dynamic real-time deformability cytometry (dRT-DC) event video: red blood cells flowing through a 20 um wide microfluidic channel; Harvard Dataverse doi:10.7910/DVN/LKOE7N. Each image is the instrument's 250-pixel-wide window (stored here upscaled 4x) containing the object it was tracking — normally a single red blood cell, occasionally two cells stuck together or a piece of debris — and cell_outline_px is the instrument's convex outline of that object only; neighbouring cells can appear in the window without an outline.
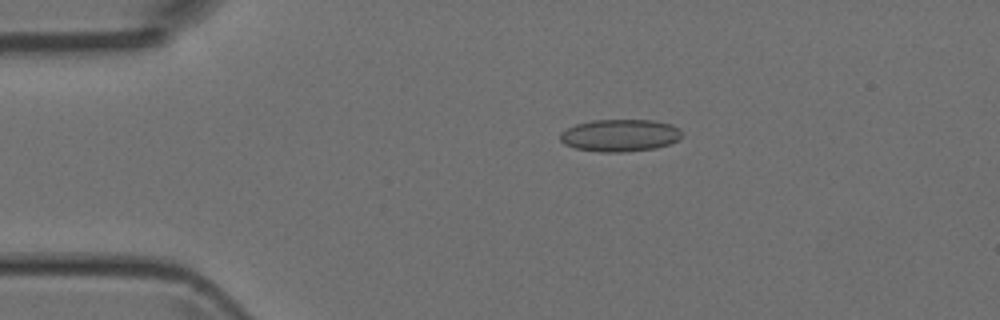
{"species": "Egyptian fruit bat (a non-hibernating species)", "species_latin": "Rousettus aegyptiacus", "temperature_condition": "room temperature", "stored_images_in_passage": 2, "camera_frame_rate_fps": 3000, "um_per_image_px": 0.085, "animal": {"sex": "female"}, "frame": {"image": 1, "passage_image": 1, "time_ms": 0.0, "image_size_px": [1000, 320], "cell_outline_px": [[684, 136], [680, 140], [656, 148], [624, 152], [600, 152], [576, 148], [564, 144], [560, 140], [560, 132], [576, 124], [592, 120], [652, 120], [672, 124], [680, 128]], "centroid_in_image_um": [52.74, 11.5], "position_along_channel_um": 32.3, "area_um2": 23.12}}